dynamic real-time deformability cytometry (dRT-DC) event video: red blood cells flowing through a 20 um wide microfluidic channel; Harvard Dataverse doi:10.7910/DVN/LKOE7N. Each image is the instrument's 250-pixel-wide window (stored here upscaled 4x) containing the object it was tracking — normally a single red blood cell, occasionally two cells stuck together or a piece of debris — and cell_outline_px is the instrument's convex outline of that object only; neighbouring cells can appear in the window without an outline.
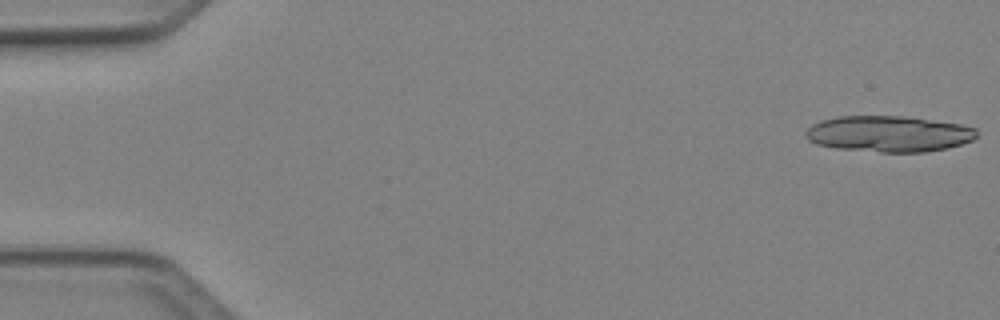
{"species": "Egyptian fruit bat (a non-hibernating species)", "species_latin": "Rousettus aegyptiacus", "temperature_condition": "cold", "stored_images_in_passage": 20, "camera_frame_rate_fps": 3000, "um_per_image_px": 0.085, "animal": {"sex": "female"}, "frame": {"image": 1, "passage_image": 1, "time_ms": 0.0, "image_size_px": [1000, 320], "cell_outline_px": [[976, 136], [972, 140], [948, 148], [928, 152], [880, 152], [836, 148], [816, 144], [808, 140], [804, 136], [804, 132], [812, 124], [820, 120], [836, 116], [900, 116], [960, 124], [976, 128]], "centroid_in_image_um": [75.49, 11.38], "position_along_channel_um": 9.5, "area_um2": 36.01}}
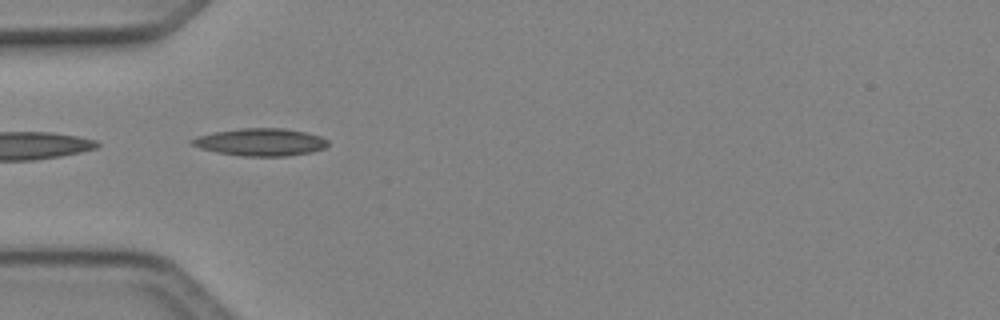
{"frame": {"image": 2, "passage_image": 16, "time_ms": 5.0, "image_size_px": [1000, 320], "cell_outline_px": [[328, 144], [324, 148], [312, 152], [284, 156], [240, 156], [216, 152], [200, 148], [192, 144], [188, 140], [196, 136], [216, 132], [240, 128], [284, 128], [304, 132], [320, 136], [328, 140]], "centroid_in_image_um": [22.12, 12.08], "position_along_channel_um": 62.9, "area_um2": 21.73}}